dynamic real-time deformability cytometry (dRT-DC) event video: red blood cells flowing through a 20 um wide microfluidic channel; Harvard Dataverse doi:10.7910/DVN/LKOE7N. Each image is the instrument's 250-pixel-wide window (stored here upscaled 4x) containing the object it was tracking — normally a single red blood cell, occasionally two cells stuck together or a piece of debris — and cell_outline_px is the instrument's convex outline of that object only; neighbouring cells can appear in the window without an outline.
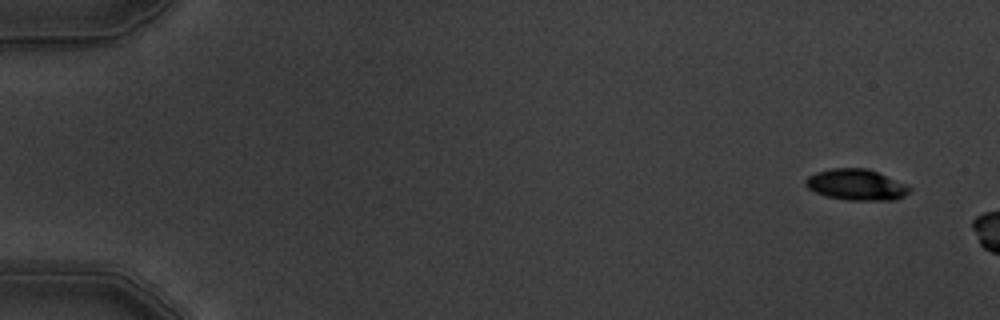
{"species": "common noctule bat (a hibernating species)", "species_latin": "Nyctalus noctula", "temperature_condition": "warm", "stored_images_in_passage": 3, "camera_frame_rate_fps": 3000, "um_per_image_px": 0.085, "animal": {"sex": "male", "body_mass_g": 19.5, "forearm_length_mm": 54.6}, "frame": {"image": 1, "passage_image": 1, "time_ms": 0.0, "image_size_px": [1000, 320], "cell_outline_px": [[912, 188], [904, 196], [896, 200], [848, 200], [828, 196], [816, 192], [808, 188], [804, 184], [804, 180], [808, 176], [816, 172], [832, 168], [868, 168], [908, 184]], "centroid_in_image_um": [72.81, 15.69], "position_along_channel_um": 12.2, "area_um2": 18.9}}